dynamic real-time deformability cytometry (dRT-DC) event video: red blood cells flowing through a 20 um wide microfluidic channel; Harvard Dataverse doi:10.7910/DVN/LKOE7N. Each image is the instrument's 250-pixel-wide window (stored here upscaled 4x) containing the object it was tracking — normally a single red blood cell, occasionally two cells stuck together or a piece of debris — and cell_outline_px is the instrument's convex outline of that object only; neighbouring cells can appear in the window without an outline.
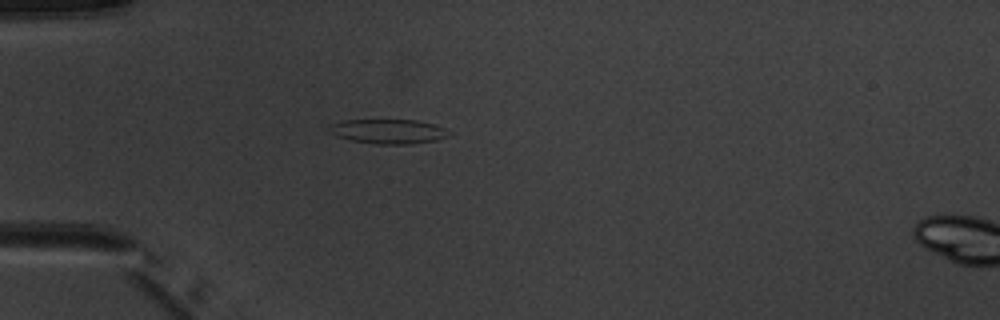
{"species": "common noctule bat (a hibernating species)", "species_latin": "Nyctalus noctula", "temperature_condition": "warm", "stored_images_in_passage": 2, "camera_frame_rate_fps": 3000, "um_per_image_px": 0.085, "animal": {"sex": "male", "body_mass_g": 20.1, "forearm_length_mm": 53.5}, "frame": {"image": 1, "passage_image": 1, "time_ms": 0.0, "image_size_px": [1000, 320], "cell_outline_px": [[452, 132], [448, 136], [436, 140], [408, 144], [376, 144], [352, 140], [336, 136], [328, 132], [328, 124], [344, 120], [416, 120], [436, 124]], "centroid_in_image_um": [32.99, 11.16], "position_along_channel_um": 52.0, "area_um2": 17.22}}